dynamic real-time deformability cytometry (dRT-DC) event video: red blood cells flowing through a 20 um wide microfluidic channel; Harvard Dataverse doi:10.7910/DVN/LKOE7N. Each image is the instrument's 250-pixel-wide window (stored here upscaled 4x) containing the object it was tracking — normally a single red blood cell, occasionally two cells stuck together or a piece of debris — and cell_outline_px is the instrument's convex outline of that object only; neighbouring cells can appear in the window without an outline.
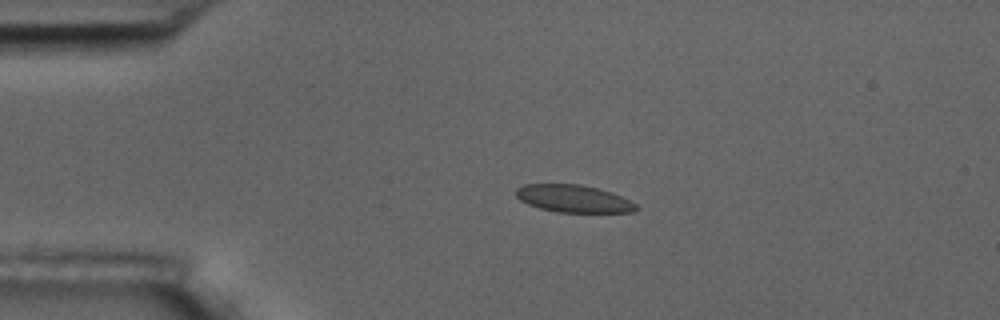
{"species": "common noctule bat (a hibernating species)", "species_latin": "Nyctalus noctula", "temperature_condition": "room temperature", "stored_images_in_passage": 4, "camera_frame_rate_fps": 3000, "um_per_image_px": 0.085, "animal": {"sex": "male", "body_mass_g": 17.5, "forearm_length_mm": 52.3}, "frame": {"image": 1, "passage_image": 3, "time_ms": 2.0, "image_size_px": [1000, 320], "cell_outline_px": [[640, 208], [632, 212], [556, 212], [540, 208], [528, 204], [520, 200], [516, 196], [516, 188], [524, 184], [580, 184], [612, 192], [636, 204]], "centroid_in_image_um": [48.73, 16.88], "position_along_channel_um": 36.3, "area_um2": 19.13}}